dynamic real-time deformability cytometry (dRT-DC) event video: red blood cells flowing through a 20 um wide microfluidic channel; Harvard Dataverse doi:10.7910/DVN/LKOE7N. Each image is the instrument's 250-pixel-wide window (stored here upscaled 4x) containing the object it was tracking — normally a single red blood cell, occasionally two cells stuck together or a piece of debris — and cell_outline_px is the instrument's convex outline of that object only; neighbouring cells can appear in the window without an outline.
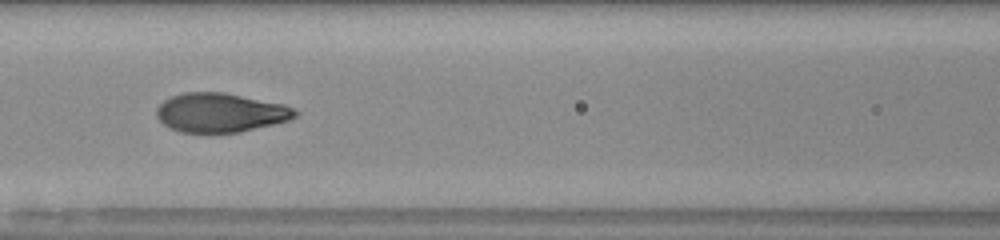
{"species": "human", "species_latin": "Homo sapiens", "temperature_condition": "room temperature", "stored_images_in_passage": 20, "camera_frame_rate_fps": 3000, "um_per_image_px": 0.085, "donor": {"sex": "male"}, "frame": {"image": 1, "passage_image": 9, "time_ms": 2.667, "image_size_px": [1000, 240], "cell_outline_px": [[300, 112], [296, 116], [288, 120], [240, 132], [180, 132], [164, 124], [156, 116], [156, 108], [164, 100], [172, 96], [184, 92], [224, 92], [284, 104], [296, 108]], "centroid_in_image_um": [18.75, 9.56], "position_along_channel_um": 147.9, "area_um2": 31.5}}